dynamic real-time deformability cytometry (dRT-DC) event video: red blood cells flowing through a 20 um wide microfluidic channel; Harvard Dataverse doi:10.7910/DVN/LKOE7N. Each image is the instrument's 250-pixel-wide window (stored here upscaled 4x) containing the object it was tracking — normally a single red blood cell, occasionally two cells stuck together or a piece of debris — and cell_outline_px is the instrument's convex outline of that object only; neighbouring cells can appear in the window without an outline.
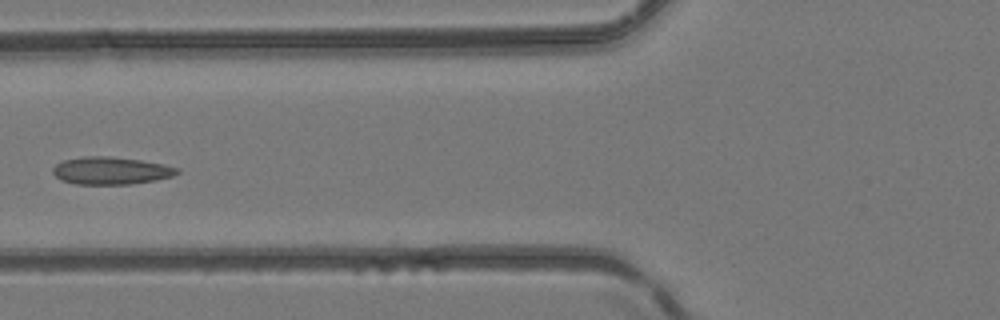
{"species": "common noctule bat (a hibernating species)", "species_latin": "Nyctalus noctula", "temperature_condition": "room temperature", "stored_images_in_passage": 5, "camera_frame_rate_fps": 3000, "um_per_image_px": 0.085, "animal": {"sex": "female", "body_mass_g": 24.6, "forearm_length_mm": 56.2}, "frame": {"image": 1, "passage_image": 5, "time_ms": 1.333, "image_size_px": [1000, 320], "cell_outline_px": [[180, 172], [172, 176], [156, 180], [128, 184], [76, 184], [60, 180], [52, 172], [52, 168], [56, 164], [64, 160], [84, 156], [108, 156], [140, 160], [164, 164], [180, 168]], "centroid_in_image_um": [9.43, 14.5], "position_along_channel_um": 116.4, "area_um2": 19.94}}